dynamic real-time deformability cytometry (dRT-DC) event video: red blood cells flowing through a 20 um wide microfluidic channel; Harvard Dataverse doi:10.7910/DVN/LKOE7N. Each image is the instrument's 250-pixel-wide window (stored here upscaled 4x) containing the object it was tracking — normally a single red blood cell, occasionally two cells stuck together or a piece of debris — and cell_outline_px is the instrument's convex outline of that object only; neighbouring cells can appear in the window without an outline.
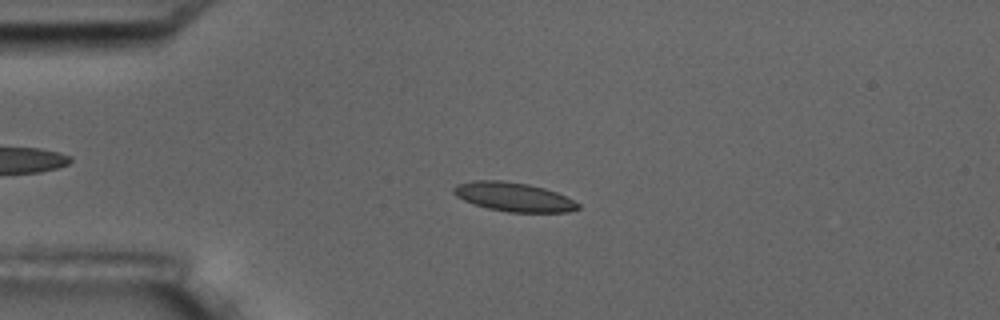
{"species": "common noctule bat (a hibernating species)", "species_latin": "Nyctalus noctula", "temperature_condition": "room temperature", "stored_images_in_passage": 4, "camera_frame_rate_fps": 3000, "um_per_image_px": 0.085, "animal": {"sex": "male", "body_mass_g": 17.5, "forearm_length_mm": 52.3}, "frame": {"image": 1, "passage_image": 3, "time_ms": 2.333, "image_size_px": [1000, 320], "cell_outline_px": [[580, 208], [568, 212], [508, 212], [488, 208], [472, 204], [456, 196], [452, 192], [452, 188], [456, 184], [472, 180], [500, 180], [528, 184], [544, 188], [556, 192], [580, 204]], "centroid_in_image_um": [43.61, 16.73], "position_along_channel_um": 41.4, "area_um2": 21.04}}